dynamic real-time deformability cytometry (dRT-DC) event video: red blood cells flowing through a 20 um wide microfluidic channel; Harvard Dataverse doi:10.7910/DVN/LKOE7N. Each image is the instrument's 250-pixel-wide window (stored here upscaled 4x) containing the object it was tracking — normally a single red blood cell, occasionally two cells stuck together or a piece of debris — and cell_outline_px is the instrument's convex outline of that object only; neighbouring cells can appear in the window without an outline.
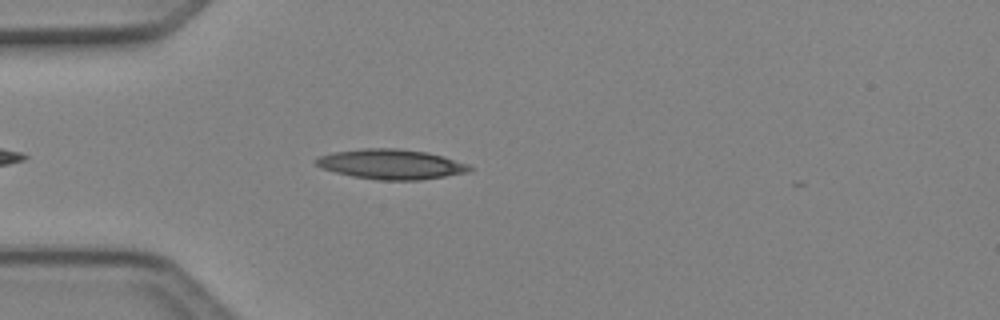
{"species": "Egyptian fruit bat (a non-hibernating species)", "species_latin": "Rousettus aegyptiacus", "temperature_condition": "cold", "stored_images_in_passage": 3, "camera_frame_rate_fps": 3000, "um_per_image_px": 0.085, "animal": {"sex": "female"}, "frame": {"image": 1, "passage_image": 3, "time_ms": 0.667, "image_size_px": [1000, 320], "cell_outline_px": [[472, 168], [468, 172], [420, 180], [380, 180], [352, 176], [336, 172], [324, 168], [316, 164], [312, 160], [320, 156], [332, 152], [364, 148], [400, 148], [424, 152], [444, 156], [468, 164]], "centroid_in_image_um": [33.23, 13.95], "position_along_channel_um": 51.8, "area_um2": 26.65}}